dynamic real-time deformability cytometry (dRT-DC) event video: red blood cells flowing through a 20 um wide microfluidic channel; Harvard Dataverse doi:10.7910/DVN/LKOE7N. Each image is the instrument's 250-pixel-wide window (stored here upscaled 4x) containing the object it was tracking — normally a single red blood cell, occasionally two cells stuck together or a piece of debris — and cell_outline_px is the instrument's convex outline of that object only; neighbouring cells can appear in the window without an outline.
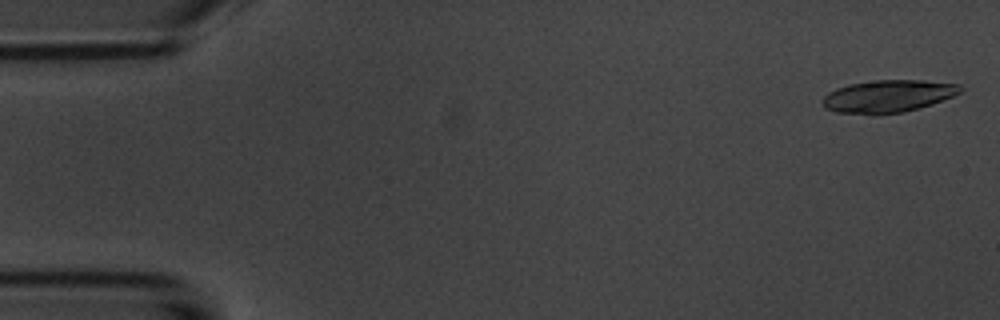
{"species": "common noctule bat (a hibernating species)", "species_latin": "Nyctalus noctula", "temperature_condition": "room temperature", "stored_images_in_passage": 3, "camera_frame_rate_fps": 3000, "um_per_image_px": 0.085, "animal": {"sex": "male", "body_mass_g": 20.1, "forearm_length_mm": 53.5}, "frame": {"image": 1, "passage_image": 1, "time_ms": 0.0, "image_size_px": [1000, 320], "cell_outline_px": [[964, 88], [960, 92], [952, 96], [932, 104], [904, 112], [836, 112], [824, 108], [820, 100], [828, 92], [836, 88], [848, 84], [876, 80], [924, 80], [960, 84]], "centroid_in_image_um": [75.49, 8.14], "position_along_channel_um": 9.5, "area_um2": 25.55}}